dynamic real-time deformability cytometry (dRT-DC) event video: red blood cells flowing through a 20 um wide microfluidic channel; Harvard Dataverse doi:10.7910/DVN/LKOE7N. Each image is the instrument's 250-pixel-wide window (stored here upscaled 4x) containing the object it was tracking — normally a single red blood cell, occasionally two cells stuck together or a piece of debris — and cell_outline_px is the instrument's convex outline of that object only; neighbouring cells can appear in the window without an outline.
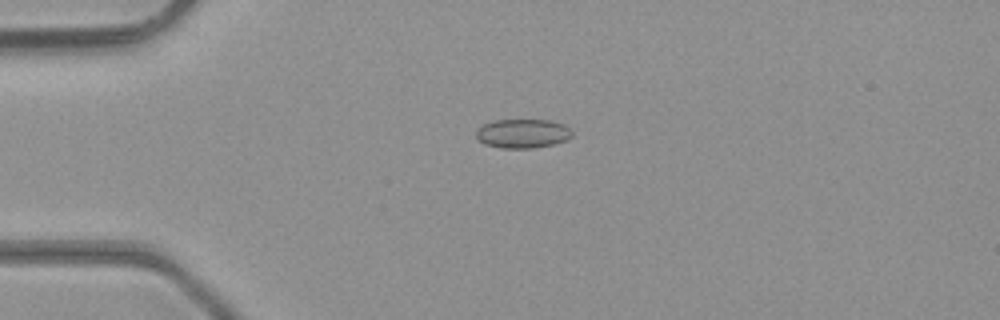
{"species": "common noctule bat (a hibernating species)", "species_latin": "Nyctalus noctula", "temperature_condition": "room temperature", "stored_images_in_passage": 5, "camera_frame_rate_fps": 3000, "um_per_image_px": 0.085, "animal": {"sex": "male", "body_mass_g": 23.1, "forearm_length_mm": 52.7}, "frame": {"image": 1, "passage_image": 4, "time_ms": 1.0, "image_size_px": [1000, 320], "cell_outline_px": [[572, 136], [568, 140], [552, 144], [532, 148], [500, 148], [484, 144], [476, 140], [476, 132], [484, 124], [492, 120], [548, 120], [564, 124], [572, 132]], "centroid_in_image_um": [44.41, 11.35], "position_along_channel_um": 40.6, "area_um2": 16.3}}